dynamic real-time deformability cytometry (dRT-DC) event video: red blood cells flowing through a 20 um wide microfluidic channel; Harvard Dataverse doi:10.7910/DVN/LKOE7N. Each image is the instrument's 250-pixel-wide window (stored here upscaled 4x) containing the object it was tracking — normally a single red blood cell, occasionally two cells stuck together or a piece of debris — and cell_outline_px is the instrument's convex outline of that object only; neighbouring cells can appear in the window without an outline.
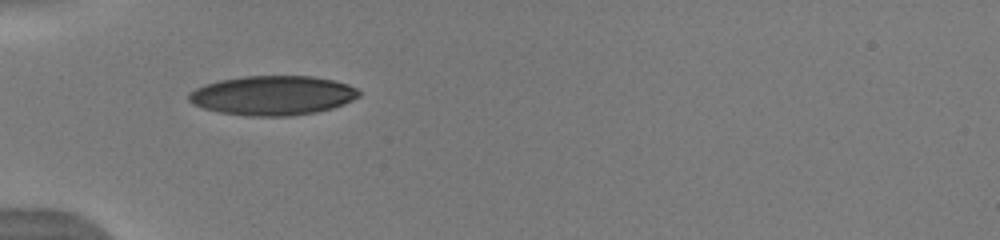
{"species": "human", "species_latin": "Homo sapiens", "temperature_condition": "warm", "stored_images_in_passage": 35, "camera_frame_rate_fps": 3000, "um_per_image_px": 0.085, "donor": {"sex": "male"}, "frame": {"image": 1, "passage_image": 1, "time_ms": 0.0, "image_size_px": [1000, 240], "cell_outline_px": [[360, 96], [352, 100], [332, 108], [316, 112], [288, 116], [248, 116], [220, 112], [204, 108], [192, 104], [188, 100], [188, 92], [204, 84], [220, 80], [244, 76], [312, 76], [332, 80], [348, 84], [356, 88], [360, 92]], "centroid_in_image_um": [23.15, 8.11], "position_along_channel_um": 61.8, "area_um2": 39.07}}
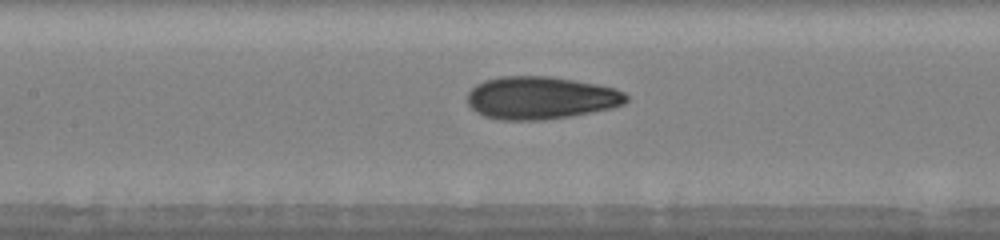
{"frame": {"image": 2, "passage_image": 9, "time_ms": 2.667, "image_size_px": [1000, 240], "cell_outline_px": [[628, 100], [624, 104], [612, 108], [568, 116], [544, 120], [500, 120], [484, 116], [476, 112], [468, 104], [468, 92], [476, 84], [484, 80], [500, 76], [548, 76], [596, 84], [616, 88], [624, 92], [628, 96]], "centroid_in_image_um": [45.95, 8.32], "position_along_channel_um": 161.5, "area_um2": 39.54}}
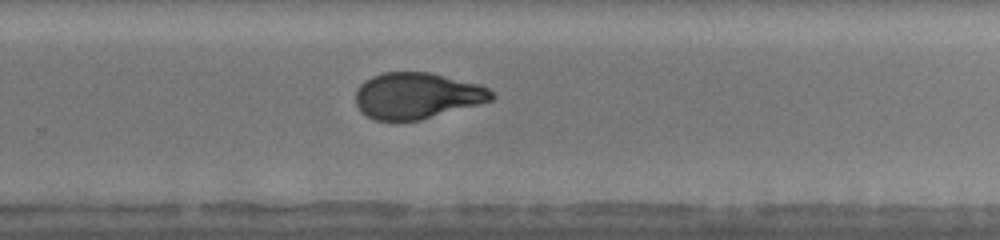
{"frame": {"image": 3, "passage_image": 19, "time_ms": 6.0, "image_size_px": [1000, 240], "cell_outline_px": [[496, 96], [492, 100], [420, 120], [376, 120], [360, 112], [356, 104], [356, 92], [360, 84], [364, 80], [372, 76], [384, 72], [428, 72], [480, 84], [488, 88]], "centroid_in_image_um": [35.42, 8.12], "position_along_channel_um": 294.4, "area_um2": 36.41}, "authors_computed_cell_mechanics": {"area_um2": 38.0902, "velocity_mm_per_s": 4.0036, "shape_relaxation_time_tau1_ms": 5.1093, "shape_relaxation_time_tau2_ms": 1.1171, "deformation_change_tau1": 0.2057, "deformation_change_tau2": 0.0712}}